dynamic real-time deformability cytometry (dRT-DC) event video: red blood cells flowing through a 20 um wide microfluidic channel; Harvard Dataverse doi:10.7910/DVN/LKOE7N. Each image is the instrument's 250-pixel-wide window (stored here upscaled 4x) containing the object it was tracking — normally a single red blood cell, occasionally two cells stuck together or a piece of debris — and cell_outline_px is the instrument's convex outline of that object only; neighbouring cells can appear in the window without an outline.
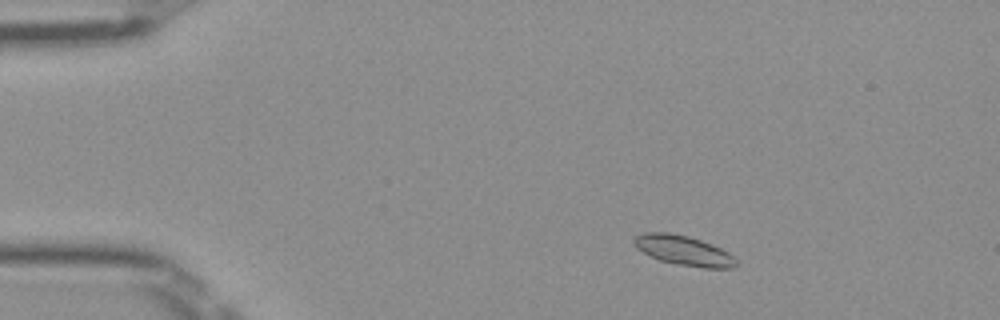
{"species": "Egyptian fruit bat (a non-hibernating species)", "species_latin": "Rousettus aegyptiacus", "temperature_condition": "room temperature", "stored_images_in_passage": 49, "camera_frame_rate_fps": 3000, "um_per_image_px": 0.085, "frame": {"image": 1, "passage_image": 6, "time_ms": 1.667, "image_size_px": [1000, 320], "cell_outline_px": [[736, 264], [732, 268], [704, 268], [680, 264], [660, 260], [636, 248], [632, 244], [632, 240], [636, 236], [644, 232], [668, 232], [688, 236], [712, 244], [728, 252], [736, 260]], "centroid_in_image_um": [58.08, 21.27], "position_along_channel_um": 26.9, "area_um2": 17.51}}
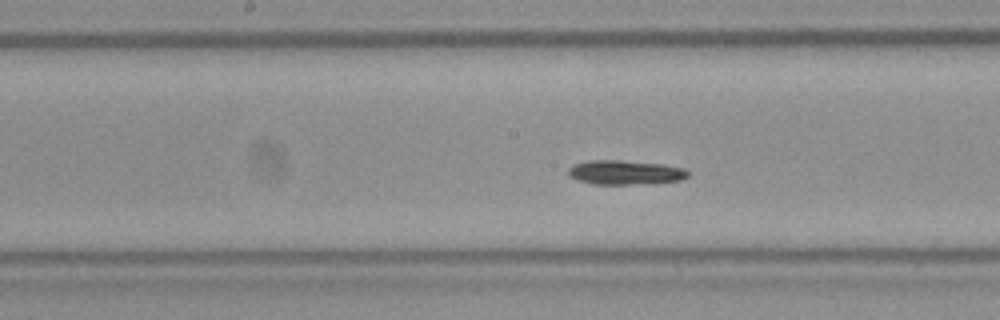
{"frame": {"image": 2, "passage_image": 24, "time_ms": 7.667, "image_size_px": [1000, 320], "cell_outline_px": [[688, 176], [680, 180], [632, 184], [592, 184], [568, 176], [568, 168], [572, 164], [588, 160], [620, 160], [664, 164], [684, 168], [688, 172]], "centroid_in_image_um": [53.09, 14.64], "position_along_channel_um": 195.1, "area_um2": 16.88}}
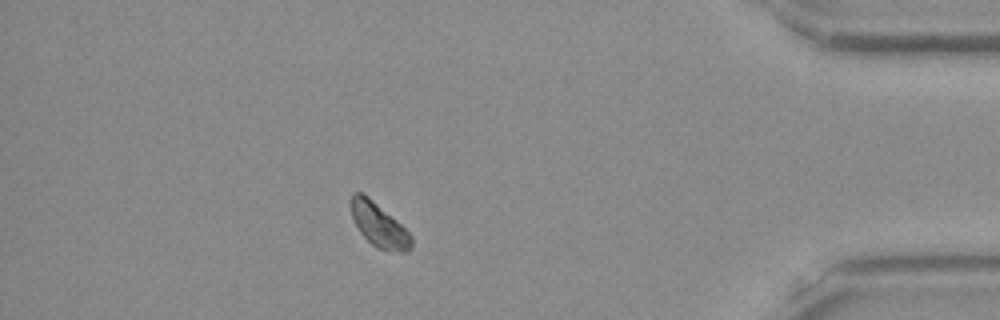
{"frame": {"image": 3, "passage_image": 43, "time_ms": 14.0, "image_size_px": [1000, 320], "cell_outline_px": [[412, 248], [408, 252], [400, 252], [376, 248], [360, 232], [352, 220], [352, 196], [356, 192], [360, 192], [368, 196], [396, 220], [412, 236]], "centroid_in_image_um": [32.23, 19.16], "position_along_channel_um": 403.0, "area_um2": 15.14}, "authors_computed_cell_mechanics": {"area_um2": 16.7042, "velocity_mm_per_s": 3.9556, "shape_relaxation_time_tau1_ms": 2.0139, "shape_relaxation_time_tau2_ms": null, "deformation_change_tau1": 0.0721, "deformation_change_tau2": null}}